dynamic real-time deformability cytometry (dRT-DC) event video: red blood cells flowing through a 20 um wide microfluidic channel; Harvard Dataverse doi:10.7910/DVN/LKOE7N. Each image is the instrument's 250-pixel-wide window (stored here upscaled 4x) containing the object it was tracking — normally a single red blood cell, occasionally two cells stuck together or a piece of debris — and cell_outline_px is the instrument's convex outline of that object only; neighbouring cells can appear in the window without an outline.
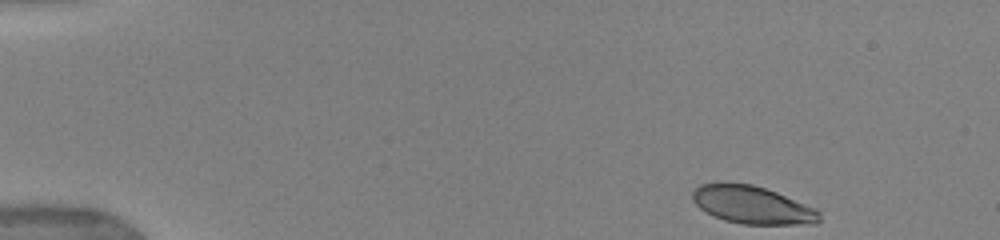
{"species": "human", "species_latin": "Homo sapiens", "temperature_condition": "warm", "stored_images_in_passage": 33, "camera_frame_rate_fps": 3000, "um_per_image_px": 0.085, "donor": {"sex": "female"}, "frame": {"image": 1, "passage_image": 1, "time_ms": 0.0, "image_size_px": [1000, 240], "cell_outline_px": [[820, 220], [816, 224], [740, 224], [724, 220], [712, 216], [704, 212], [692, 200], [692, 192], [700, 184], [752, 184], [776, 192], [816, 208], [820, 212]], "centroid_in_image_um": [63.96, 17.44], "position_along_channel_um": 21.0, "area_um2": 27.74}}
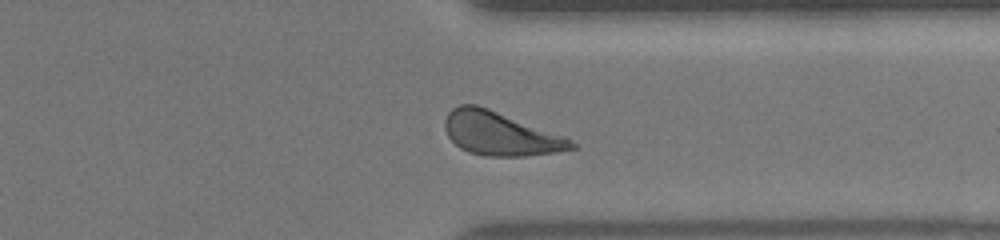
{"frame": {"image": 2, "passage_image": 28, "time_ms": 11.667, "image_size_px": [1000, 240], "cell_outline_px": [[580, 148], [556, 152], [528, 156], [484, 156], [468, 152], [460, 148], [448, 136], [444, 128], [444, 120], [448, 112], [452, 108], [460, 104], [476, 104], [488, 108], [564, 136], [576, 144]], "centroid_in_image_um": [42.51, 11.37], "position_along_channel_um": 368.9, "area_um2": 32.14}}
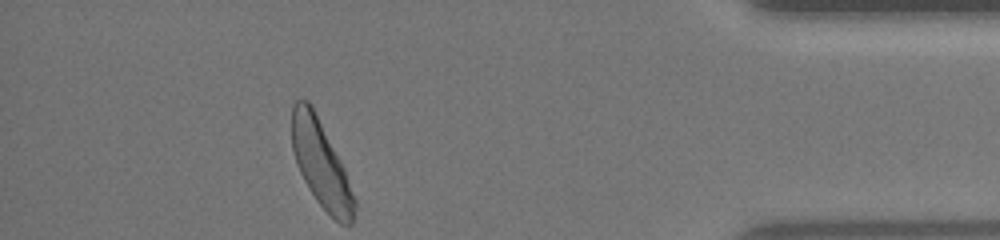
{"frame": {"image": 3, "passage_image": 33, "time_ms": 13.667, "image_size_px": [1000, 240], "cell_outline_px": [[356, 208], [352, 224], [340, 224], [316, 200], [304, 180], [296, 164], [292, 148], [292, 104], [296, 100], [308, 100], [312, 104], [344, 168], [356, 200]], "centroid_in_image_um": [27.28, 13.92], "position_along_channel_um": 407.9, "area_um2": 31.39}, "authors_computed_cell_mechanics": {"area_um2": 31.1542, "velocity_mm_per_s": 3.9158, "shape_relaxation_time_tau1_ms": 2.2484, "shape_relaxation_time_tau2_ms": 0.8934, "deformation_change_tau1": 0.1416, "deformation_change_tau2": 0.0625}}